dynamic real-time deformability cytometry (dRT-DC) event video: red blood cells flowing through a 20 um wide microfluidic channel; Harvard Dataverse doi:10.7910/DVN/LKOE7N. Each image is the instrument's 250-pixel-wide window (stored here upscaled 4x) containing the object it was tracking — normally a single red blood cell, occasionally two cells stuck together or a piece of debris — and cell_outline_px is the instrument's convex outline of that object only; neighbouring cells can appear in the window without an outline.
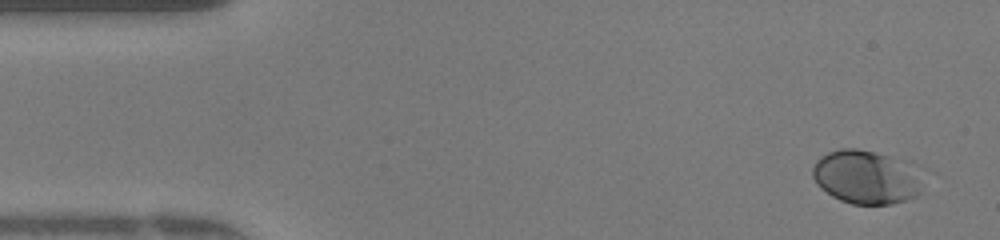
{"species": "human", "species_latin": "Homo sapiens", "temperature_condition": "warm", "stored_images_in_passage": 47, "camera_frame_rate_fps": 3000, "um_per_image_px": 0.085, "donor": {"sex": "female"}, "frame": {"image": 1, "passage_image": 1, "time_ms": 0.0, "image_size_px": [1000, 240], "cell_outline_px": [[920, 192], [916, 196], [908, 200], [892, 204], [852, 204], [840, 200], [832, 196], [820, 188], [816, 184], [812, 176], [812, 168], [816, 160], [828, 152], [840, 148], [856, 148], [888, 156]], "centroid_in_image_um": [73.28, 15.1], "position_along_channel_um": 11.7, "area_um2": 31.79}}
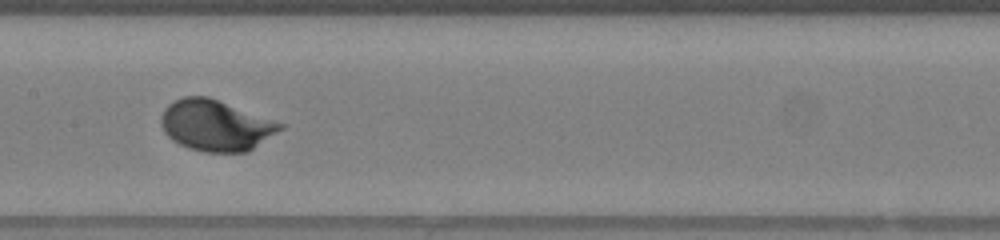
{"frame": {"image": 2, "passage_image": 22, "time_ms": 7.0, "image_size_px": [1000, 240], "cell_outline_px": [[284, 128], [248, 152], [204, 152], [188, 148], [172, 140], [164, 132], [160, 124], [160, 116], [164, 108], [172, 100], [184, 96], [208, 96], [284, 124]], "centroid_in_image_um": [18.3, 10.66], "position_along_channel_um": 189.1, "area_um2": 35.49}}
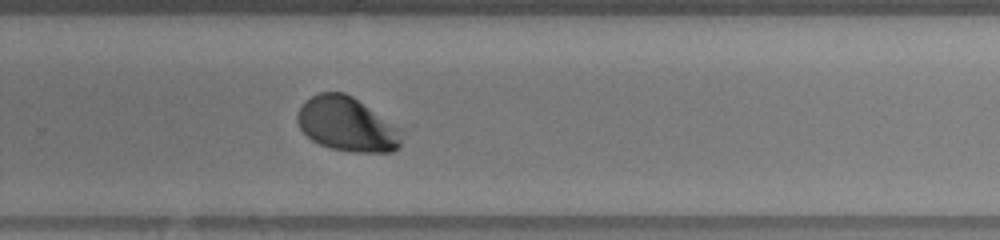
{"frame": {"image": 3, "passage_image": 30, "time_ms": 9.667, "image_size_px": [1000, 240], "cell_outline_px": [[404, 128], [400, 148], [392, 152], [352, 152], [332, 148], [320, 144], [312, 140], [300, 128], [296, 120], [296, 116], [304, 100], [320, 92], [344, 92], [352, 96]], "centroid_in_image_um": [29.56, 10.56], "position_along_channel_um": 300.2, "area_um2": 33.52}, "authors_computed_cell_mechanics": {"area_um2": 33.524, "velocity_mm_per_s": 4.183, "shape_relaxation_time_tau1_ms": 1.9945, "shape_relaxation_time_tau2_ms": null, "deformation_change_tau1": 0.1373, "deformation_change_tau2": null}}